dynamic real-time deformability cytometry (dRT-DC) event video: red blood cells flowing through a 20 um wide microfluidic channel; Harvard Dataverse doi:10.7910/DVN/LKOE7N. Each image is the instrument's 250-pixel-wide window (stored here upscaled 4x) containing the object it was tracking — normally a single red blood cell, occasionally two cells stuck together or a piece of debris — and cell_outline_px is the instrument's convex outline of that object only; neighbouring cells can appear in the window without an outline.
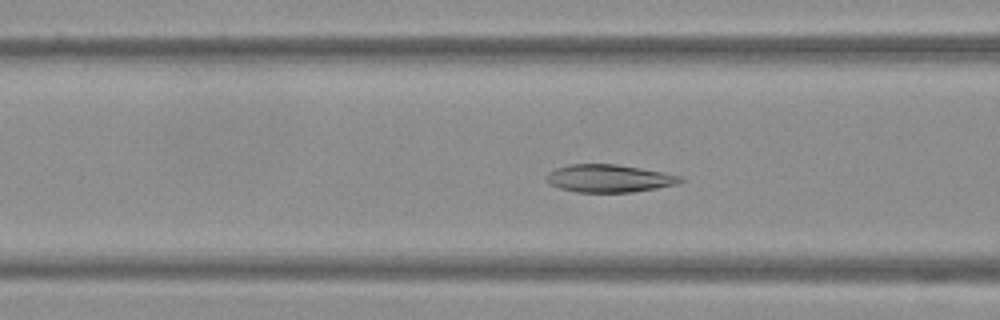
{"species": "Egyptian fruit bat (a non-hibernating species)", "species_latin": "Rousettus aegyptiacus", "temperature_condition": "warm", "stored_images_in_passage": 50, "camera_frame_rate_fps": 3000, "um_per_image_px": 0.085, "frame": {"image": 1, "passage_image": 19, "time_ms": 6.0, "image_size_px": [1000, 320], "cell_outline_px": [[684, 180], [680, 184], [632, 192], [576, 192], [560, 188], [548, 184], [544, 180], [548, 172], [556, 168], [568, 164], [616, 164], [664, 172], [680, 176]], "centroid_in_image_um": [51.74, 15.16], "position_along_channel_um": 114.9, "area_um2": 21.79}}
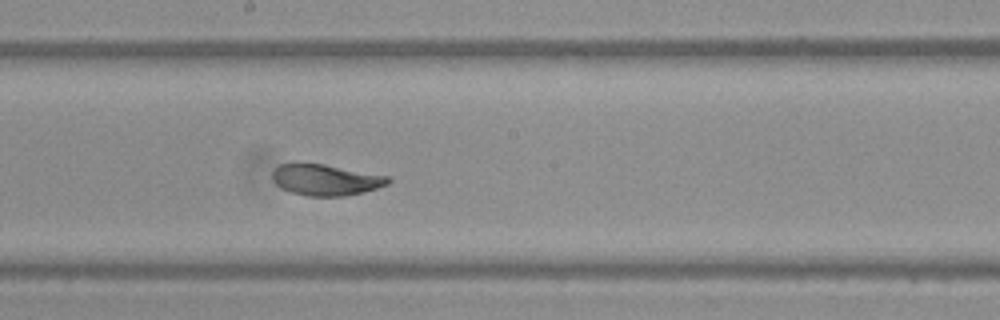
{"frame": {"image": 2, "passage_image": 27, "time_ms": 8.667, "image_size_px": [1000, 320], "cell_outline_px": [[392, 180], [388, 184], [376, 188], [344, 196], [308, 196], [292, 192], [280, 188], [272, 180], [272, 172], [280, 164], [296, 160], [324, 164], [388, 176]], "centroid_in_image_um": [27.61, 15.25], "position_along_channel_um": 220.6, "area_um2": 21.33}}
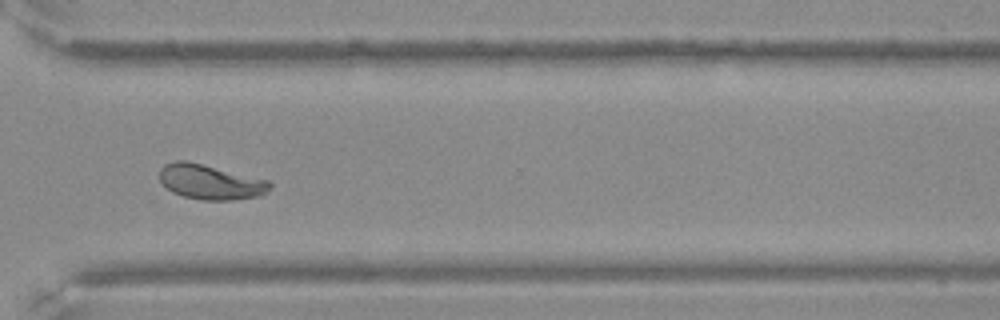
{"frame": {"image": 3, "passage_image": 37, "time_ms": 12.0, "image_size_px": [1000, 320], "cell_outline_px": [[272, 184], [268, 192], [256, 196], [232, 200], [200, 200], [184, 196], [172, 192], [160, 180], [160, 168], [164, 164], [176, 160], [184, 160], [268, 180]], "centroid_in_image_um": [17.87, 15.47], "position_along_channel_um": 352.7, "area_um2": 22.14}}